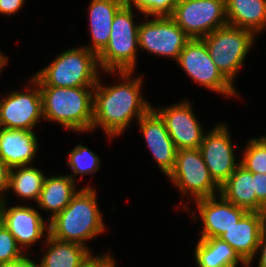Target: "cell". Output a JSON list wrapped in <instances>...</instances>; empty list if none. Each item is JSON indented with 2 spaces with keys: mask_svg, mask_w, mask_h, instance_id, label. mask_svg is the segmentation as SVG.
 <instances>
[{
  "mask_svg": "<svg viewBox=\"0 0 266 267\" xmlns=\"http://www.w3.org/2000/svg\"><path fill=\"white\" fill-rule=\"evenodd\" d=\"M116 74L122 83L104 87L98 80L93 91L92 130L100 126L111 139L123 133L133 117L139 120L153 107L141 96L142 77L130 79V71Z\"/></svg>",
  "mask_w": 266,
  "mask_h": 267,
  "instance_id": "cell-1",
  "label": "cell"
},
{
  "mask_svg": "<svg viewBox=\"0 0 266 267\" xmlns=\"http://www.w3.org/2000/svg\"><path fill=\"white\" fill-rule=\"evenodd\" d=\"M96 200V191L90 186L83 187L59 214L49 220V235L83 246L86 240L101 235L105 225Z\"/></svg>",
  "mask_w": 266,
  "mask_h": 267,
  "instance_id": "cell-2",
  "label": "cell"
},
{
  "mask_svg": "<svg viewBox=\"0 0 266 267\" xmlns=\"http://www.w3.org/2000/svg\"><path fill=\"white\" fill-rule=\"evenodd\" d=\"M39 87L44 120L56 121L71 131L92 130L94 87Z\"/></svg>",
  "mask_w": 266,
  "mask_h": 267,
  "instance_id": "cell-3",
  "label": "cell"
},
{
  "mask_svg": "<svg viewBox=\"0 0 266 267\" xmlns=\"http://www.w3.org/2000/svg\"><path fill=\"white\" fill-rule=\"evenodd\" d=\"M98 66V67H97ZM98 55L81 46L60 53L33 79L39 86L95 87L98 80Z\"/></svg>",
  "mask_w": 266,
  "mask_h": 267,
  "instance_id": "cell-4",
  "label": "cell"
},
{
  "mask_svg": "<svg viewBox=\"0 0 266 267\" xmlns=\"http://www.w3.org/2000/svg\"><path fill=\"white\" fill-rule=\"evenodd\" d=\"M134 17L132 8L126 5L116 13L109 42L98 54L99 67L103 72L134 71L139 31Z\"/></svg>",
  "mask_w": 266,
  "mask_h": 267,
  "instance_id": "cell-5",
  "label": "cell"
},
{
  "mask_svg": "<svg viewBox=\"0 0 266 267\" xmlns=\"http://www.w3.org/2000/svg\"><path fill=\"white\" fill-rule=\"evenodd\" d=\"M222 75L234 86V78L254 43L255 34L226 25L201 38Z\"/></svg>",
  "mask_w": 266,
  "mask_h": 267,
  "instance_id": "cell-6",
  "label": "cell"
},
{
  "mask_svg": "<svg viewBox=\"0 0 266 267\" xmlns=\"http://www.w3.org/2000/svg\"><path fill=\"white\" fill-rule=\"evenodd\" d=\"M170 17L190 39H201L228 25L225 0L177 1Z\"/></svg>",
  "mask_w": 266,
  "mask_h": 267,
  "instance_id": "cell-7",
  "label": "cell"
},
{
  "mask_svg": "<svg viewBox=\"0 0 266 267\" xmlns=\"http://www.w3.org/2000/svg\"><path fill=\"white\" fill-rule=\"evenodd\" d=\"M168 178L183 192L195 199L214 196L220 187L211 178L199 148L177 150L174 170Z\"/></svg>",
  "mask_w": 266,
  "mask_h": 267,
  "instance_id": "cell-8",
  "label": "cell"
},
{
  "mask_svg": "<svg viewBox=\"0 0 266 267\" xmlns=\"http://www.w3.org/2000/svg\"><path fill=\"white\" fill-rule=\"evenodd\" d=\"M177 63L198 84L229 97L238 95L234 86L218 70L202 39H190L179 54Z\"/></svg>",
  "mask_w": 266,
  "mask_h": 267,
  "instance_id": "cell-9",
  "label": "cell"
},
{
  "mask_svg": "<svg viewBox=\"0 0 266 267\" xmlns=\"http://www.w3.org/2000/svg\"><path fill=\"white\" fill-rule=\"evenodd\" d=\"M154 18L148 21L147 17L145 23H139L138 47L177 61L190 37L170 16Z\"/></svg>",
  "mask_w": 266,
  "mask_h": 267,
  "instance_id": "cell-10",
  "label": "cell"
},
{
  "mask_svg": "<svg viewBox=\"0 0 266 267\" xmlns=\"http://www.w3.org/2000/svg\"><path fill=\"white\" fill-rule=\"evenodd\" d=\"M30 83L33 86L26 87L27 92L14 91L2 97L0 127L33 131L40 118H43L39 84L32 77Z\"/></svg>",
  "mask_w": 266,
  "mask_h": 267,
  "instance_id": "cell-11",
  "label": "cell"
},
{
  "mask_svg": "<svg viewBox=\"0 0 266 267\" xmlns=\"http://www.w3.org/2000/svg\"><path fill=\"white\" fill-rule=\"evenodd\" d=\"M227 126L219 124L207 135L199 147L209 174L220 187L240 164L236 162Z\"/></svg>",
  "mask_w": 266,
  "mask_h": 267,
  "instance_id": "cell-12",
  "label": "cell"
},
{
  "mask_svg": "<svg viewBox=\"0 0 266 267\" xmlns=\"http://www.w3.org/2000/svg\"><path fill=\"white\" fill-rule=\"evenodd\" d=\"M5 199L0 196V220L21 249L36 243L42 238L45 230L49 232V224L37 210L30 206H13L7 209Z\"/></svg>",
  "mask_w": 266,
  "mask_h": 267,
  "instance_id": "cell-13",
  "label": "cell"
},
{
  "mask_svg": "<svg viewBox=\"0 0 266 267\" xmlns=\"http://www.w3.org/2000/svg\"><path fill=\"white\" fill-rule=\"evenodd\" d=\"M156 111L165 121L177 150L200 147L205 134L188 101L167 108H157Z\"/></svg>",
  "mask_w": 266,
  "mask_h": 267,
  "instance_id": "cell-14",
  "label": "cell"
},
{
  "mask_svg": "<svg viewBox=\"0 0 266 267\" xmlns=\"http://www.w3.org/2000/svg\"><path fill=\"white\" fill-rule=\"evenodd\" d=\"M138 123L154 159L168 177L174 170L177 148L167 131L165 121L152 107Z\"/></svg>",
  "mask_w": 266,
  "mask_h": 267,
  "instance_id": "cell-15",
  "label": "cell"
},
{
  "mask_svg": "<svg viewBox=\"0 0 266 267\" xmlns=\"http://www.w3.org/2000/svg\"><path fill=\"white\" fill-rule=\"evenodd\" d=\"M218 195L220 200L216 195L195 200L204 227L200 239L218 238L247 213L245 209L232 204L221 194Z\"/></svg>",
  "mask_w": 266,
  "mask_h": 267,
  "instance_id": "cell-16",
  "label": "cell"
},
{
  "mask_svg": "<svg viewBox=\"0 0 266 267\" xmlns=\"http://www.w3.org/2000/svg\"><path fill=\"white\" fill-rule=\"evenodd\" d=\"M265 221L266 212H247L234 226L218 238L227 242L250 266L258 254L259 239Z\"/></svg>",
  "mask_w": 266,
  "mask_h": 267,
  "instance_id": "cell-17",
  "label": "cell"
},
{
  "mask_svg": "<svg viewBox=\"0 0 266 267\" xmlns=\"http://www.w3.org/2000/svg\"><path fill=\"white\" fill-rule=\"evenodd\" d=\"M37 139L34 131L0 127V160L10 169L29 166L36 157Z\"/></svg>",
  "mask_w": 266,
  "mask_h": 267,
  "instance_id": "cell-18",
  "label": "cell"
},
{
  "mask_svg": "<svg viewBox=\"0 0 266 267\" xmlns=\"http://www.w3.org/2000/svg\"><path fill=\"white\" fill-rule=\"evenodd\" d=\"M217 194L247 212H266V208L256 199L253 173L241 164L220 186Z\"/></svg>",
  "mask_w": 266,
  "mask_h": 267,
  "instance_id": "cell-19",
  "label": "cell"
},
{
  "mask_svg": "<svg viewBox=\"0 0 266 267\" xmlns=\"http://www.w3.org/2000/svg\"><path fill=\"white\" fill-rule=\"evenodd\" d=\"M125 5L124 0H91L89 6L92 42L84 46L97 55L106 47L116 13Z\"/></svg>",
  "mask_w": 266,
  "mask_h": 267,
  "instance_id": "cell-20",
  "label": "cell"
},
{
  "mask_svg": "<svg viewBox=\"0 0 266 267\" xmlns=\"http://www.w3.org/2000/svg\"><path fill=\"white\" fill-rule=\"evenodd\" d=\"M228 25L252 31L266 27V0H225Z\"/></svg>",
  "mask_w": 266,
  "mask_h": 267,
  "instance_id": "cell-21",
  "label": "cell"
},
{
  "mask_svg": "<svg viewBox=\"0 0 266 267\" xmlns=\"http://www.w3.org/2000/svg\"><path fill=\"white\" fill-rule=\"evenodd\" d=\"M75 180L69 175L46 177L40 192L38 206L52 212L50 220L59 214L78 193Z\"/></svg>",
  "mask_w": 266,
  "mask_h": 267,
  "instance_id": "cell-22",
  "label": "cell"
},
{
  "mask_svg": "<svg viewBox=\"0 0 266 267\" xmlns=\"http://www.w3.org/2000/svg\"><path fill=\"white\" fill-rule=\"evenodd\" d=\"M195 260L199 267H243L248 264L225 241L219 238L199 239L195 247Z\"/></svg>",
  "mask_w": 266,
  "mask_h": 267,
  "instance_id": "cell-23",
  "label": "cell"
},
{
  "mask_svg": "<svg viewBox=\"0 0 266 267\" xmlns=\"http://www.w3.org/2000/svg\"><path fill=\"white\" fill-rule=\"evenodd\" d=\"M46 240L49 250L41 258L39 267H80L92 254L86 246L57 240L49 233Z\"/></svg>",
  "mask_w": 266,
  "mask_h": 267,
  "instance_id": "cell-24",
  "label": "cell"
},
{
  "mask_svg": "<svg viewBox=\"0 0 266 267\" xmlns=\"http://www.w3.org/2000/svg\"><path fill=\"white\" fill-rule=\"evenodd\" d=\"M17 171H15V170ZM46 176L32 166L15 167L10 170L9 189L24 199L38 201Z\"/></svg>",
  "mask_w": 266,
  "mask_h": 267,
  "instance_id": "cell-25",
  "label": "cell"
},
{
  "mask_svg": "<svg viewBox=\"0 0 266 267\" xmlns=\"http://www.w3.org/2000/svg\"><path fill=\"white\" fill-rule=\"evenodd\" d=\"M68 165L73 171V175H69L75 180L76 175L93 174L99 170L100 158L87 147L79 144L71 150L68 157Z\"/></svg>",
  "mask_w": 266,
  "mask_h": 267,
  "instance_id": "cell-26",
  "label": "cell"
},
{
  "mask_svg": "<svg viewBox=\"0 0 266 267\" xmlns=\"http://www.w3.org/2000/svg\"><path fill=\"white\" fill-rule=\"evenodd\" d=\"M240 164L252 173L266 174V136L253 138L244 151Z\"/></svg>",
  "mask_w": 266,
  "mask_h": 267,
  "instance_id": "cell-27",
  "label": "cell"
},
{
  "mask_svg": "<svg viewBox=\"0 0 266 267\" xmlns=\"http://www.w3.org/2000/svg\"><path fill=\"white\" fill-rule=\"evenodd\" d=\"M127 7L132 5L142 12L146 17L171 16L177 3L176 0H124Z\"/></svg>",
  "mask_w": 266,
  "mask_h": 267,
  "instance_id": "cell-28",
  "label": "cell"
},
{
  "mask_svg": "<svg viewBox=\"0 0 266 267\" xmlns=\"http://www.w3.org/2000/svg\"><path fill=\"white\" fill-rule=\"evenodd\" d=\"M23 252L13 235L0 220V264L13 263L24 259L26 256Z\"/></svg>",
  "mask_w": 266,
  "mask_h": 267,
  "instance_id": "cell-29",
  "label": "cell"
},
{
  "mask_svg": "<svg viewBox=\"0 0 266 267\" xmlns=\"http://www.w3.org/2000/svg\"><path fill=\"white\" fill-rule=\"evenodd\" d=\"M115 261L110 254L100 256L89 255L80 267H115Z\"/></svg>",
  "mask_w": 266,
  "mask_h": 267,
  "instance_id": "cell-30",
  "label": "cell"
},
{
  "mask_svg": "<svg viewBox=\"0 0 266 267\" xmlns=\"http://www.w3.org/2000/svg\"><path fill=\"white\" fill-rule=\"evenodd\" d=\"M256 199L266 208V174L253 173Z\"/></svg>",
  "mask_w": 266,
  "mask_h": 267,
  "instance_id": "cell-31",
  "label": "cell"
},
{
  "mask_svg": "<svg viewBox=\"0 0 266 267\" xmlns=\"http://www.w3.org/2000/svg\"><path fill=\"white\" fill-rule=\"evenodd\" d=\"M25 0H0V13L11 15L19 11Z\"/></svg>",
  "mask_w": 266,
  "mask_h": 267,
  "instance_id": "cell-32",
  "label": "cell"
},
{
  "mask_svg": "<svg viewBox=\"0 0 266 267\" xmlns=\"http://www.w3.org/2000/svg\"><path fill=\"white\" fill-rule=\"evenodd\" d=\"M10 168L0 160V195L9 190Z\"/></svg>",
  "mask_w": 266,
  "mask_h": 267,
  "instance_id": "cell-33",
  "label": "cell"
},
{
  "mask_svg": "<svg viewBox=\"0 0 266 267\" xmlns=\"http://www.w3.org/2000/svg\"><path fill=\"white\" fill-rule=\"evenodd\" d=\"M260 250V258L258 267H266V221L264 223L260 239H259V245H258V251Z\"/></svg>",
  "mask_w": 266,
  "mask_h": 267,
  "instance_id": "cell-34",
  "label": "cell"
},
{
  "mask_svg": "<svg viewBox=\"0 0 266 267\" xmlns=\"http://www.w3.org/2000/svg\"><path fill=\"white\" fill-rule=\"evenodd\" d=\"M0 267H39V264H36L35 261H32L29 257H25L13 263L0 264Z\"/></svg>",
  "mask_w": 266,
  "mask_h": 267,
  "instance_id": "cell-35",
  "label": "cell"
},
{
  "mask_svg": "<svg viewBox=\"0 0 266 267\" xmlns=\"http://www.w3.org/2000/svg\"><path fill=\"white\" fill-rule=\"evenodd\" d=\"M7 57L3 55V53L1 52L0 50V73H1V70L3 69V67L5 66V64H7Z\"/></svg>",
  "mask_w": 266,
  "mask_h": 267,
  "instance_id": "cell-36",
  "label": "cell"
}]
</instances>
